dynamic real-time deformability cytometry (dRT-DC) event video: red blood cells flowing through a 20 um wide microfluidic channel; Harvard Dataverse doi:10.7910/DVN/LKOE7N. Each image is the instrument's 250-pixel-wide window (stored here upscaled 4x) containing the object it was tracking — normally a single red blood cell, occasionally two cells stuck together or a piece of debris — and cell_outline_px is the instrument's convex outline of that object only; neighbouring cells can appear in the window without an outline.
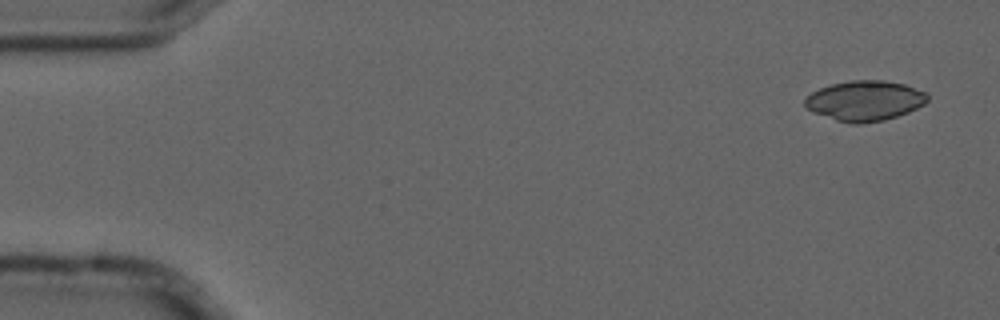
{"species": "common noctule bat (a hibernating species)", "species_latin": "Nyctalus noctula", "temperature_condition": "cold", "stored_images_in_passage": 4, "camera_frame_rate_fps": 3000, "um_per_image_px": 0.085, "animal": {"sex": "male", "forearm_length_mm": 52.5}, "frame": {"image": 1, "passage_image": 1, "time_ms": 0.0, "image_size_px": [1000, 320], "cell_outline_px": [[928, 100], [924, 104], [908, 112], [884, 120], [860, 124], [852, 124], [836, 120], [812, 112], [804, 108], [804, 100], [812, 92], [820, 88], [832, 84], [852, 80], [884, 80], [904, 84], [928, 92]], "centroid_in_image_um": [73.51, 8.56], "position_along_channel_um": 11.5, "area_um2": 28.78}}